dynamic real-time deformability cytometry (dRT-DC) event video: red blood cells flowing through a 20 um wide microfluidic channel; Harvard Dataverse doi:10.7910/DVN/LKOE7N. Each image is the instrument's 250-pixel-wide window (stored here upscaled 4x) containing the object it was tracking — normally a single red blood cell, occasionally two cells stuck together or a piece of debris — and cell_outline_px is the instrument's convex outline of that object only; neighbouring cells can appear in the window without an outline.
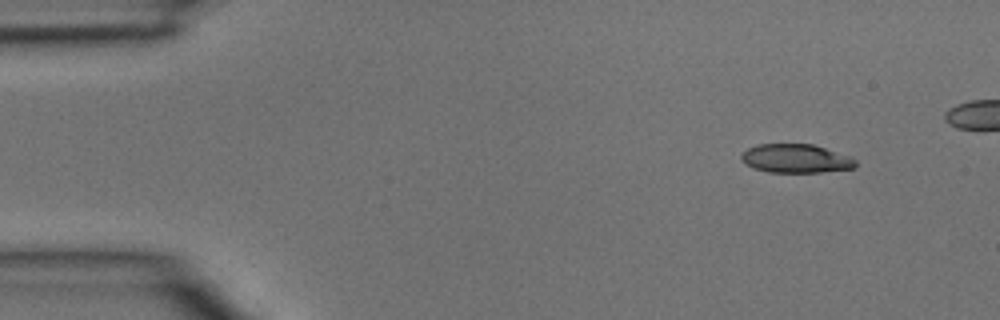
{"species": "common noctule bat (a hibernating species)", "species_latin": "Nyctalus noctula", "temperature_condition": "room temperature", "stored_images_in_passage": 4, "camera_frame_rate_fps": 3000, "um_per_image_px": 0.085, "animal": {"sex": "male", "body_mass_g": 15.6}, "frame": {"image": 1, "passage_image": 1, "time_ms": 0.0, "image_size_px": [1000, 320], "cell_outline_px": [[856, 168], [820, 172], [768, 172], [756, 168], [740, 160], [740, 152], [756, 144], [812, 144], [852, 156], [856, 160]], "centroid_in_image_um": [67.66, 13.46], "position_along_channel_um": 17.3, "area_um2": 19.25}}